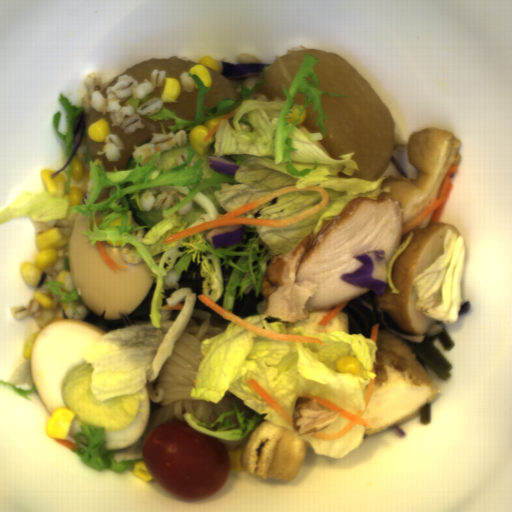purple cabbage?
Here are the masks:
<instances>
[{
    "label": "purple cabbage",
    "instance_id": "purple-cabbage-8",
    "mask_svg": "<svg viewBox=\"0 0 512 512\" xmlns=\"http://www.w3.org/2000/svg\"><path fill=\"white\" fill-rule=\"evenodd\" d=\"M354 299L357 300L363 307H365L371 313L374 312V307L369 302L365 301L364 299L360 298L359 296Z\"/></svg>",
    "mask_w": 512,
    "mask_h": 512
},
{
    "label": "purple cabbage",
    "instance_id": "purple-cabbage-3",
    "mask_svg": "<svg viewBox=\"0 0 512 512\" xmlns=\"http://www.w3.org/2000/svg\"><path fill=\"white\" fill-rule=\"evenodd\" d=\"M266 64L261 62L230 63L220 61L219 75L225 76L226 79L257 76Z\"/></svg>",
    "mask_w": 512,
    "mask_h": 512
},
{
    "label": "purple cabbage",
    "instance_id": "purple-cabbage-6",
    "mask_svg": "<svg viewBox=\"0 0 512 512\" xmlns=\"http://www.w3.org/2000/svg\"><path fill=\"white\" fill-rule=\"evenodd\" d=\"M207 160L208 167L220 174H226L228 176H234L236 170L240 167L236 162L221 158L217 154L207 155Z\"/></svg>",
    "mask_w": 512,
    "mask_h": 512
},
{
    "label": "purple cabbage",
    "instance_id": "purple-cabbage-5",
    "mask_svg": "<svg viewBox=\"0 0 512 512\" xmlns=\"http://www.w3.org/2000/svg\"><path fill=\"white\" fill-rule=\"evenodd\" d=\"M85 125H86V118H85V112L84 110L79 114V116L77 117V119L75 120L74 124H73V128H72V132H73V136H74V143L71 147V153H70V156L67 160V162L59 169L57 170L56 172L50 174L49 178L52 180L54 177H56L58 174H60L61 172H63L70 164H71V161L73 159V157L75 156L79 146H80V142H81V139H82V136H83V132L85 130Z\"/></svg>",
    "mask_w": 512,
    "mask_h": 512
},
{
    "label": "purple cabbage",
    "instance_id": "purple-cabbage-7",
    "mask_svg": "<svg viewBox=\"0 0 512 512\" xmlns=\"http://www.w3.org/2000/svg\"><path fill=\"white\" fill-rule=\"evenodd\" d=\"M376 312L378 313V321L386 328L388 329L390 332H392L393 334H395L396 336H398L399 338L403 339V340H406L410 343H423L424 342V339H425V336H411V335H403V334H400L399 332H397L395 329H393L392 327H390L386 322H385V319H384V312L383 310H381V307L380 305L379 306H376Z\"/></svg>",
    "mask_w": 512,
    "mask_h": 512
},
{
    "label": "purple cabbage",
    "instance_id": "purple-cabbage-4",
    "mask_svg": "<svg viewBox=\"0 0 512 512\" xmlns=\"http://www.w3.org/2000/svg\"><path fill=\"white\" fill-rule=\"evenodd\" d=\"M390 161L396 166L404 178L418 180L417 169L409 161V145L396 144L390 156Z\"/></svg>",
    "mask_w": 512,
    "mask_h": 512
},
{
    "label": "purple cabbage",
    "instance_id": "purple-cabbage-1",
    "mask_svg": "<svg viewBox=\"0 0 512 512\" xmlns=\"http://www.w3.org/2000/svg\"><path fill=\"white\" fill-rule=\"evenodd\" d=\"M385 249H372L362 254L352 256L360 261L361 265L353 271L343 272L339 275L340 280L359 287H366L373 290L380 296H384L387 284L373 277L375 265L382 264L386 259Z\"/></svg>",
    "mask_w": 512,
    "mask_h": 512
},
{
    "label": "purple cabbage",
    "instance_id": "purple-cabbage-2",
    "mask_svg": "<svg viewBox=\"0 0 512 512\" xmlns=\"http://www.w3.org/2000/svg\"><path fill=\"white\" fill-rule=\"evenodd\" d=\"M244 231V224H223L215 226L207 232L205 238L216 251L220 247L235 245L243 241Z\"/></svg>",
    "mask_w": 512,
    "mask_h": 512
}]
</instances>
